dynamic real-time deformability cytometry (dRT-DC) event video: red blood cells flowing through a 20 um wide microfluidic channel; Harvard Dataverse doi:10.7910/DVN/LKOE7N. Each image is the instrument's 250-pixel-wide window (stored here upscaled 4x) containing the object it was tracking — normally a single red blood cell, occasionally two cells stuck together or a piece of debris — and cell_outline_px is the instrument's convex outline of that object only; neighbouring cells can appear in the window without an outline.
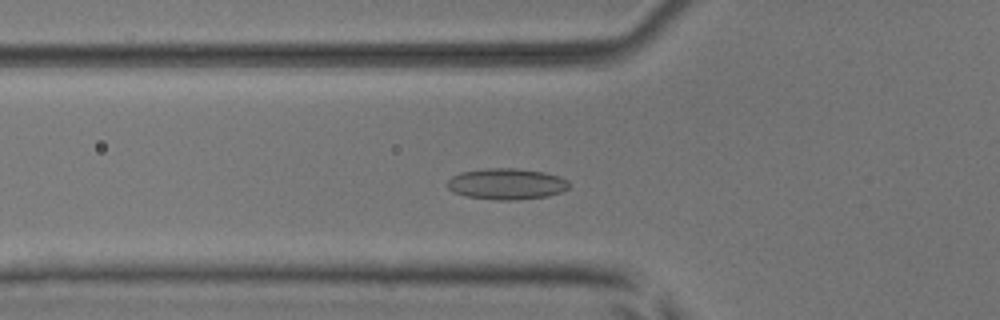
{"species": "common noctule bat (a hibernating species)", "species_latin": "Nyctalus noctula", "temperature_condition": "room temperature", "stored_images_in_passage": 31, "camera_frame_rate_fps": 3000, "um_per_image_px": 0.085, "animal": {"sex": "male", "body_mass_g": 17.9, "forearm_length_mm": 54.2}, "frame": {"image": 1, "passage_image": 18, "time_ms": 5.667, "image_size_px": [1000, 320], "cell_outline_px": [[572, 184], [568, 188], [560, 192], [548, 196], [516, 200], [496, 200], [464, 196], [452, 192], [444, 184], [452, 176], [460, 172], [484, 168], [516, 168], [544, 172], [560, 176], [568, 180]], "centroid_in_image_um": [43.04, 15.63], "position_along_channel_um": 82.8, "area_um2": 22.48}}
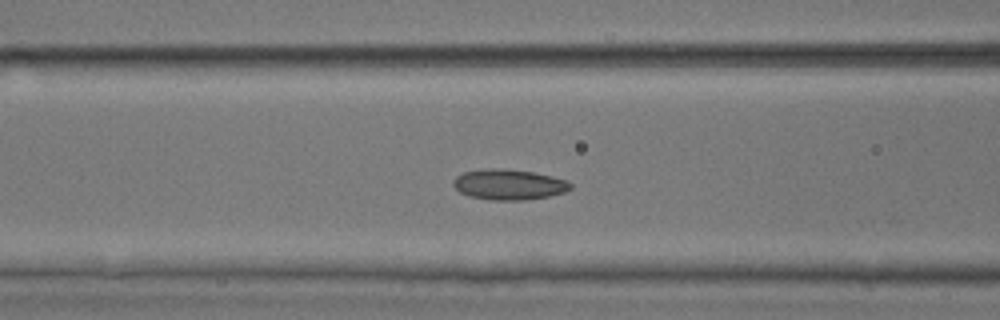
{"frame": {"image": 2, "passage_image": 21, "time_ms": 6.667, "image_size_px": [1000, 320], "cell_outline_px": [[572, 188], [564, 192], [548, 196], [524, 200], [488, 200], [468, 196], [460, 192], [452, 184], [452, 180], [456, 176], [464, 172], [532, 172], [552, 176], [568, 180], [572, 184]], "centroid_in_image_um": [43.3, 15.75], "position_along_channel_um": 123.3, "area_um2": 19.77}}
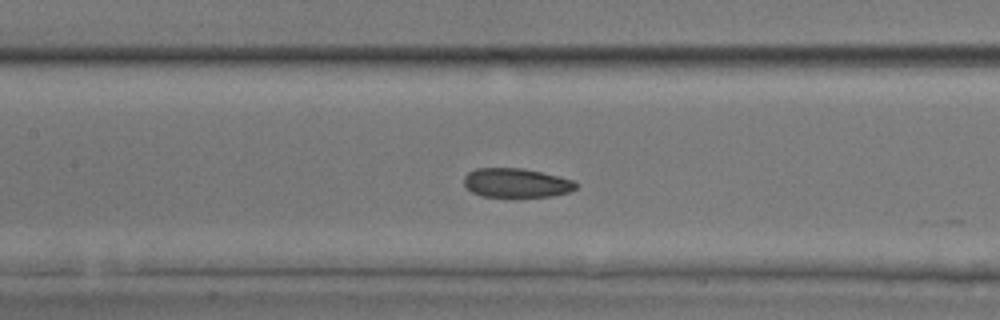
{"frame": {"image": 3, "passage_image": 24, "time_ms": 7.667, "image_size_px": [1000, 320], "cell_outline_px": [[576, 188], [568, 192], [552, 196], [480, 196], [472, 192], [464, 184], [464, 176], [468, 172], [476, 168], [520, 168], [540, 172], [572, 180], [576, 184]], "centroid_in_image_um": [43.83, 15.54], "position_along_channel_um": 163.6, "area_um2": 18.67}}